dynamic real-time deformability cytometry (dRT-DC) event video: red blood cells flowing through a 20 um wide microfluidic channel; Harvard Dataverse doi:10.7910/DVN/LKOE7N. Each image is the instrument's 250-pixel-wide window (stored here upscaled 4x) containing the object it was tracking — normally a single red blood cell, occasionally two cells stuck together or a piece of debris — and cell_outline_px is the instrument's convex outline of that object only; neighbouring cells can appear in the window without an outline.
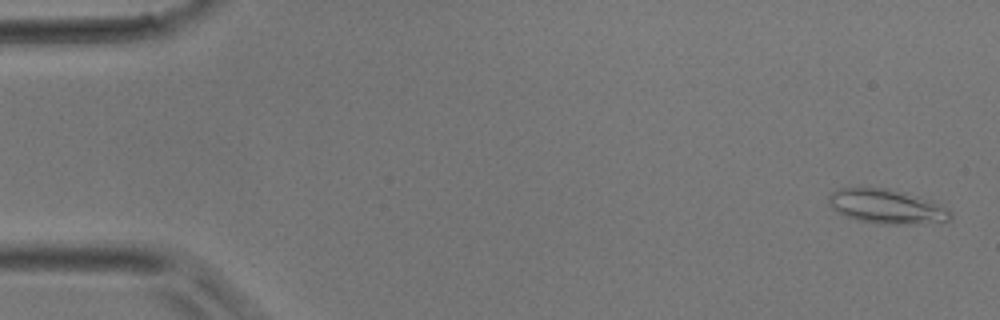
{"species": "common noctule bat (a hibernating species)", "species_latin": "Nyctalus noctula", "temperature_condition": "room temperature", "stored_images_in_passage": 42, "camera_frame_rate_fps": 3000, "um_per_image_px": 0.085, "animal": {"sex": "male", "body_mass_g": 17.9}, "frame": {"image": 1, "passage_image": 2, "time_ms": 0.333, "image_size_px": [1000, 320], "cell_outline_px": [[952, 216], [948, 220], [916, 224], [880, 224], [860, 220], [848, 216], [832, 208], [828, 204], [828, 196], [836, 188], [860, 184], [888, 188], [908, 192], [932, 200], [952, 212]], "centroid_in_image_um": [75.32, 17.48], "position_along_channel_um": 9.7, "area_um2": 25.14}}
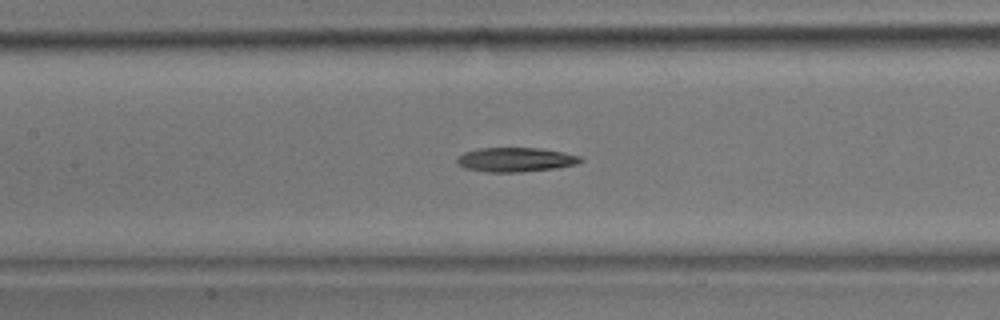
{"frame": {"image": 2, "passage_image": 19, "time_ms": 6.0, "image_size_px": [1000, 320], "cell_outline_px": [[584, 160], [576, 164], [556, 168], [520, 172], [484, 172], [464, 168], [456, 164], [456, 160], [464, 152], [480, 148], [540, 148], [580, 156]], "centroid_in_image_um": [43.79, 13.58], "position_along_channel_um": 163.6, "area_um2": 17.46}}
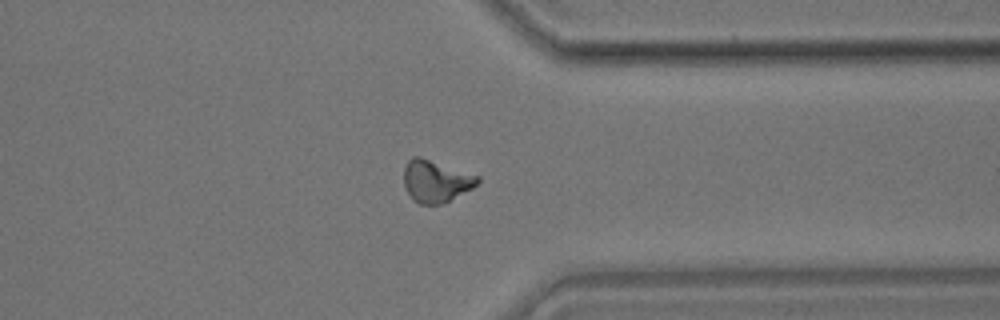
{"frame": {"image": 3, "passage_image": 32, "time_ms": 10.333, "image_size_px": [1000, 320], "cell_outline_px": [[480, 180], [472, 188], [444, 204], [420, 204], [412, 200], [404, 188], [404, 168], [408, 160], [412, 156], [420, 156], [480, 176]], "centroid_in_image_um": [37.02, 15.4], "position_along_channel_um": 374.4, "area_um2": 18.26}}